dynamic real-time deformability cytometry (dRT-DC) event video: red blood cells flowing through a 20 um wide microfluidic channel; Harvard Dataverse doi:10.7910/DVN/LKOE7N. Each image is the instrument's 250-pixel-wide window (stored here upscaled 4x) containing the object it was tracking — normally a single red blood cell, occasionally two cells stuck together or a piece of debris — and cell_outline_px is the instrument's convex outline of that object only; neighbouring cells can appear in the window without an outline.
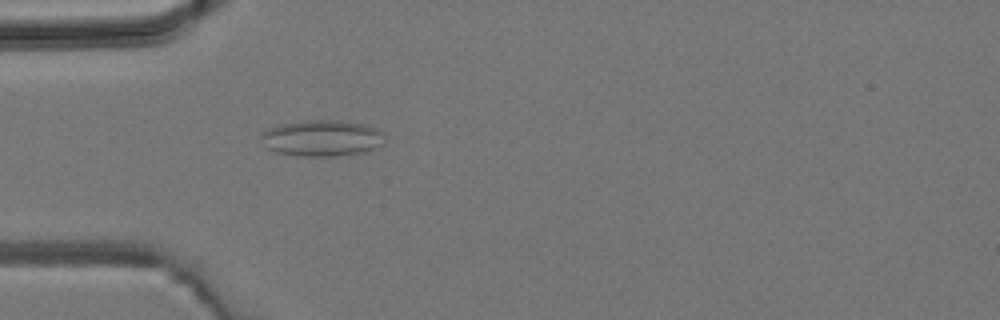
{"species": "common noctule bat (a hibernating species)", "species_latin": "Nyctalus noctula", "temperature_condition": "room temperature", "stored_images_in_passage": 45, "camera_frame_rate_fps": 3000, "um_per_image_px": 0.085, "animal": {"sex": "male", "body_mass_g": 19.2, "forearm_length_mm": 51.8}, "frame": {"image": 1, "passage_image": 13, "time_ms": 4.0, "image_size_px": [1000, 320], "cell_outline_px": [[384, 144], [368, 152], [336, 156], [296, 156], [276, 152], [268, 148], [260, 136], [260, 132], [268, 128], [280, 124], [304, 120], [336, 120], [360, 124], [376, 128], [384, 132]], "centroid_in_image_um": [27.38, 11.75], "position_along_channel_um": 57.6, "area_um2": 26.36}}
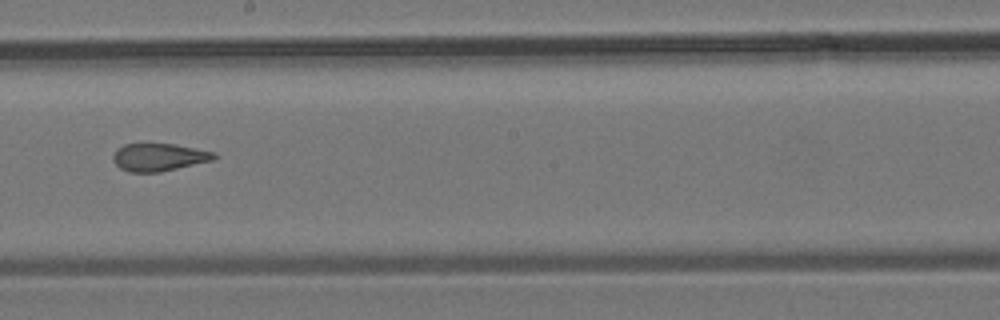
{"frame": {"image": 2, "passage_image": 25, "time_ms": 8.0, "image_size_px": [1000, 320], "cell_outline_px": [[216, 156], [212, 160], [160, 172], [128, 172], [120, 168], [112, 160], [112, 156], [116, 148], [124, 144], [176, 144], [216, 152]], "centroid_in_image_um": [13.47, 13.35], "position_along_channel_um": 234.7, "area_um2": 16.3}}
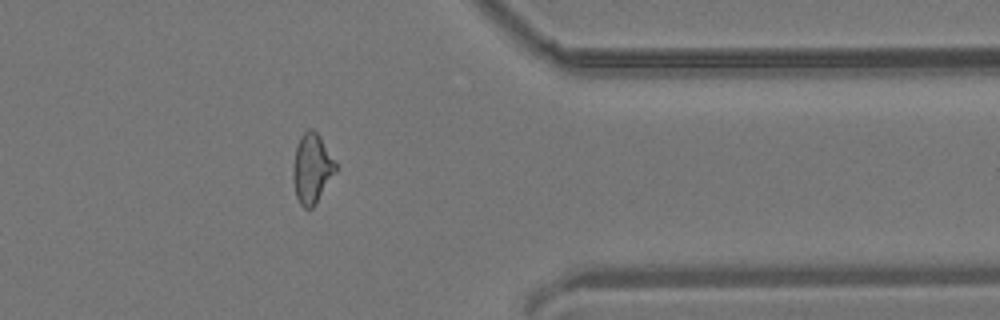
{"frame": {"image": 3, "passage_image": 36, "time_ms": 11.667, "image_size_px": [1000, 320], "cell_outline_px": [[336, 172], [312, 208], [304, 208], [300, 204], [296, 196], [292, 176], [292, 168], [296, 148], [300, 136], [308, 128], [312, 128], [320, 136], [336, 164]], "centroid_in_image_um": [26.49, 14.31], "position_along_channel_um": 384.9, "area_um2": 17.11}}